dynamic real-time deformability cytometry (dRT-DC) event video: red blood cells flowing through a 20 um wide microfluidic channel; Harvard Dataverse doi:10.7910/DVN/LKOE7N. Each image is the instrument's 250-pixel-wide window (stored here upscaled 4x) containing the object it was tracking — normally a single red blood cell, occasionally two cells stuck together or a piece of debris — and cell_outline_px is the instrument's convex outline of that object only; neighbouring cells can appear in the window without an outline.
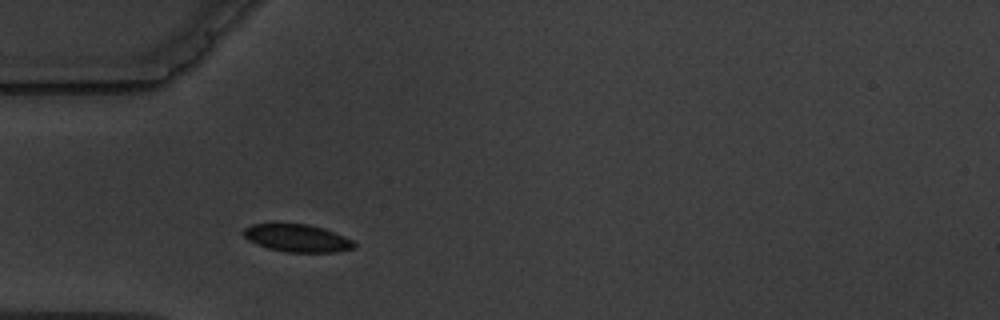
{"species": "common noctule bat (a hibernating species)", "species_latin": "Nyctalus noctula", "temperature_condition": "warm", "stored_images_in_passage": 2, "camera_frame_rate_fps": 3000, "um_per_image_px": 0.085, "animal": {"sex": "male", "body_mass_g": 19.5, "forearm_length_mm": 54.6}, "frame": {"image": 1, "passage_image": 1, "time_ms": 0.0, "image_size_px": [1000, 320], "cell_outline_px": [[356, 248], [336, 252], [284, 252], [268, 248], [256, 244], [248, 240], [240, 232], [244, 228], [252, 224], [308, 224], [324, 228], [344, 236], [352, 240], [356, 244]], "centroid_in_image_um": [25.26, 20.24], "position_along_channel_um": 59.7, "area_um2": 17.92}}
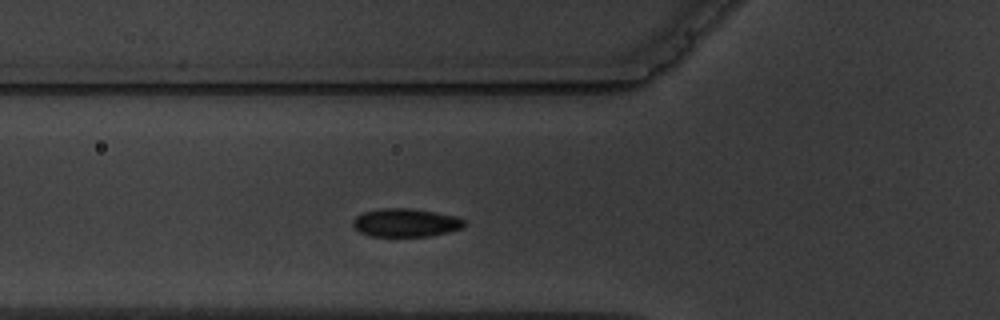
{"frame": {"image": 2, "passage_image": 2, "time_ms": 1.0, "image_size_px": [1000, 320], "cell_outline_px": [[468, 224], [464, 228], [448, 232], [428, 236], [372, 236], [360, 232], [352, 228], [352, 220], [356, 216], [364, 212], [380, 208], [408, 208], [436, 212], [456, 216], [464, 220]], "centroid_in_image_um": [34.49, 18.93], "position_along_channel_um": 91.3, "area_um2": 18.55}}